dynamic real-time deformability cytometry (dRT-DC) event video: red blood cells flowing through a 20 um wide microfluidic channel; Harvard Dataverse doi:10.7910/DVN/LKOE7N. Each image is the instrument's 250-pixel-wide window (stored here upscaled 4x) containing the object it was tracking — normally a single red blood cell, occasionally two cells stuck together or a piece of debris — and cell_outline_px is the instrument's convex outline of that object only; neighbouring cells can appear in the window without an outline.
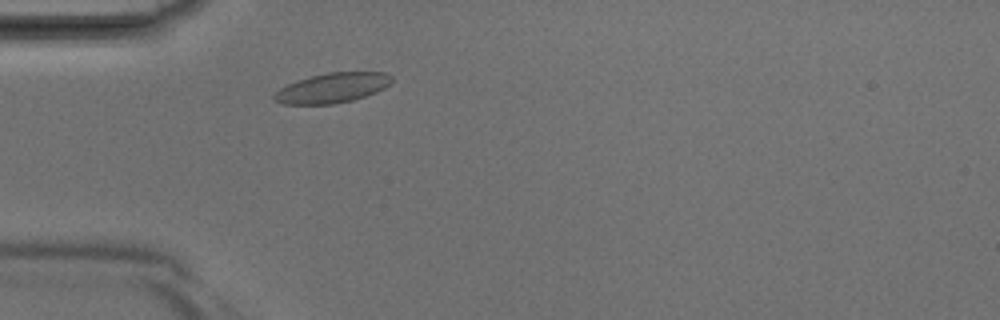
{"species": "Egyptian fruit bat (a non-hibernating species)", "species_latin": "Rousettus aegyptiacus", "temperature_condition": "room temperature", "stored_images_in_passage": 34, "camera_frame_rate_fps": 3000, "um_per_image_px": 0.085, "animal": {"sex": "male"}, "frame": {"image": 1, "passage_image": 5, "time_ms": 1.333, "image_size_px": [1000, 320], "cell_outline_px": [[392, 80], [384, 88], [376, 92], [352, 100], [332, 104], [284, 104], [272, 100], [272, 96], [280, 88], [288, 84], [312, 76], [328, 72], [384, 72], [392, 76]], "centroid_in_image_um": [28.23, 7.47], "position_along_channel_um": 56.8, "area_um2": 20.23}}
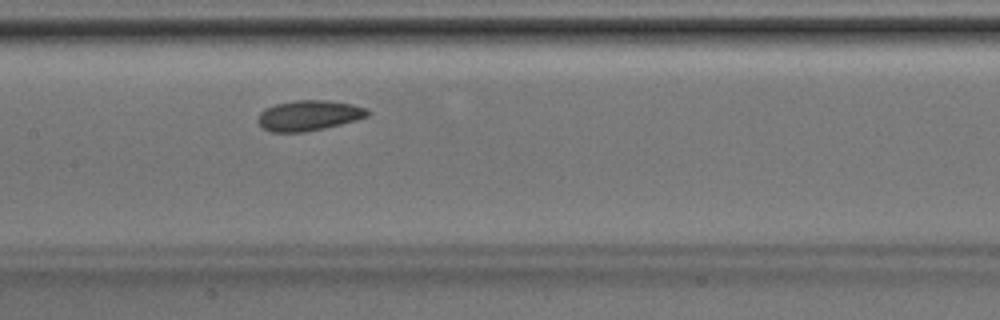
{"frame": {"image": 2, "passage_image": 13, "time_ms": 4.0, "image_size_px": [1000, 320], "cell_outline_px": [[368, 116], [356, 120], [324, 128], [304, 132], [272, 132], [264, 128], [256, 120], [256, 116], [264, 108], [276, 104], [296, 100], [328, 100], [352, 104], [368, 108]], "centroid_in_image_um": [26.22, 9.81], "position_along_channel_um": 181.2, "area_um2": 19.42}}
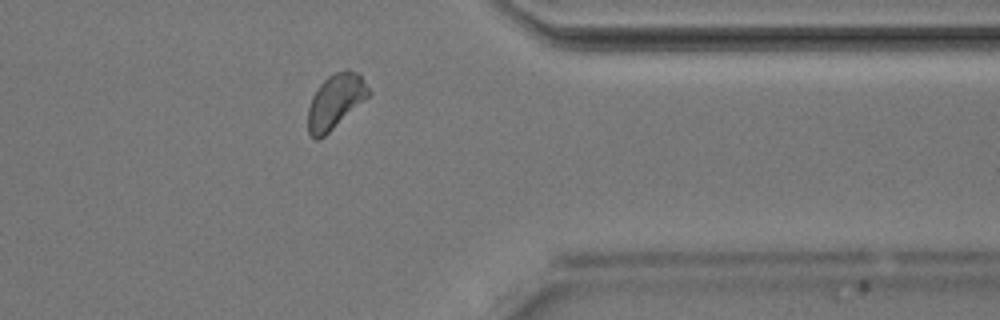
{"frame": {"image": 3, "passage_image": 26, "time_ms": 8.333, "image_size_px": [1000, 320], "cell_outline_px": [[372, 92], [368, 96], [324, 136], [316, 140], [308, 132], [308, 108], [312, 96], [320, 84], [328, 76], [344, 68], [348, 68], [356, 72], [360, 76]], "centroid_in_image_um": [28.49, 8.58], "position_along_channel_um": 382.9, "area_um2": 18.9}}